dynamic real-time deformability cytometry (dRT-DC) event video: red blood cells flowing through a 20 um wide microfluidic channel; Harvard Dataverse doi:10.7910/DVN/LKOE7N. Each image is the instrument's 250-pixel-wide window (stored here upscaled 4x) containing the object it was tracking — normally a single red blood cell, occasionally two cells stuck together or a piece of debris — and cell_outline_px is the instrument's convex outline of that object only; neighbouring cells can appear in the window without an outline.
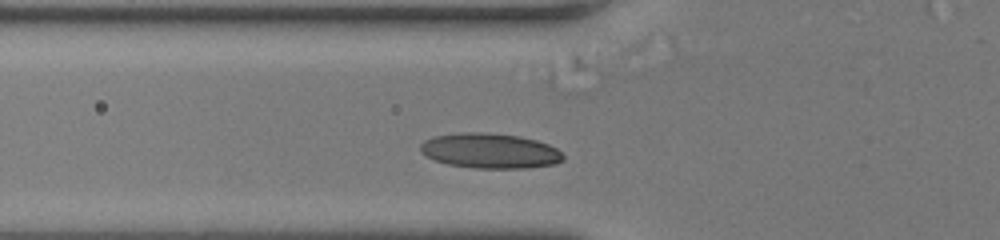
{"species": "human", "species_latin": "Homo sapiens", "temperature_condition": "room temperature", "stored_images_in_passage": 40, "camera_frame_rate_fps": 3000, "um_per_image_px": 0.085, "donor": {"sex": "female"}, "frame": {"image": 1, "passage_image": 6, "time_ms": 1.667, "image_size_px": [1000, 240], "cell_outline_px": [[564, 160], [552, 164], [524, 168], [476, 168], [448, 164], [436, 160], [420, 152], [420, 144], [424, 140], [432, 136], [460, 132], [480, 132], [520, 136], [536, 140], [548, 144], [556, 148], [564, 156]], "centroid_in_image_um": [41.62, 12.81], "position_along_channel_um": 84.2, "area_um2": 29.07}}
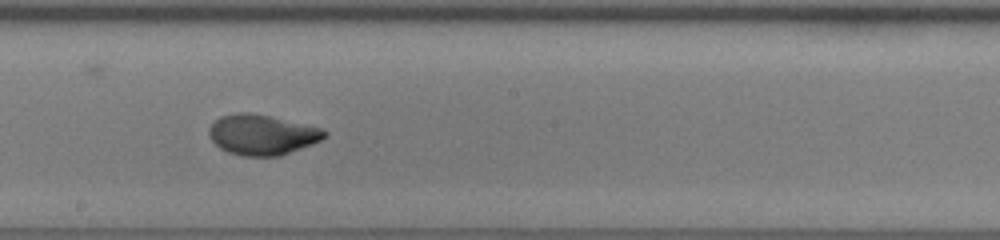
{"frame": {"image": 2, "passage_image": 17, "time_ms": 5.333, "image_size_px": [1000, 240], "cell_outline_px": [[328, 132], [320, 140], [312, 144], [280, 156], [244, 156], [228, 152], [220, 148], [208, 136], [208, 128], [220, 116], [236, 112], [252, 112], [320, 128]], "centroid_in_image_um": [22.22, 11.45], "position_along_channel_um": 226.0, "area_um2": 26.93}}
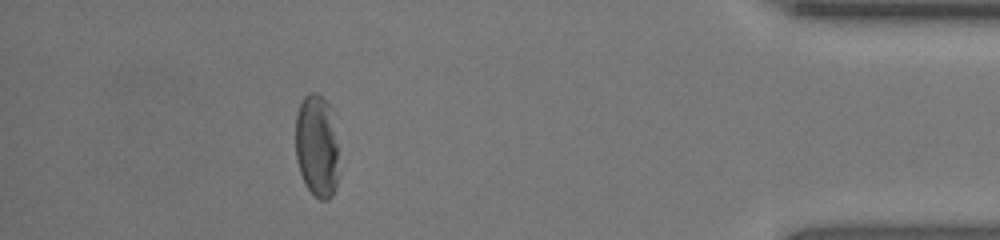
{"frame": {"image": 3, "passage_image": 35, "time_ms": 11.333, "image_size_px": [1000, 240], "cell_outline_px": [[336, 188], [332, 196], [328, 200], [320, 200], [304, 184], [296, 160], [296, 116], [300, 104], [304, 96], [308, 92], [316, 92], [328, 104], [336, 144]], "centroid_in_image_um": [26.88, 12.43], "position_along_channel_um": 408.3, "area_um2": 25.2}, "authors_computed_cell_mechanics": {"area_um2": 26.9348, "velocity_mm_per_s": 3.8318, "shape_relaxation_time_tau1_ms": 6.3686, "shape_relaxation_time_tau2_ms": 1.4301, "deformation_change_tau1": 0.2012, "deformation_change_tau2": 0.0536}}